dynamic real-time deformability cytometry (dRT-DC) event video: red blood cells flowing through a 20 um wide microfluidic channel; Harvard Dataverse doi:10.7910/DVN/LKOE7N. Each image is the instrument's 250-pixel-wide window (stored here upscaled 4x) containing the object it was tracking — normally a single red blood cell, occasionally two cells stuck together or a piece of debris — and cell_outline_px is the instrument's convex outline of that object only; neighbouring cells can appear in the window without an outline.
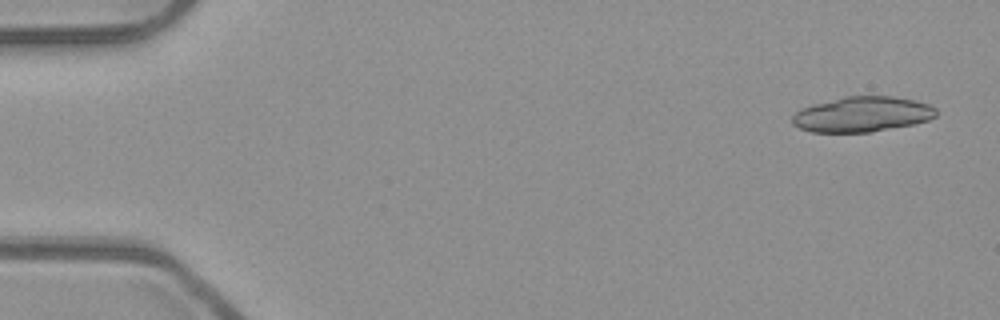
{"species": "common noctule bat (a hibernating species)", "species_latin": "Nyctalus noctula", "temperature_condition": "room temperature", "stored_images_in_passage": 16, "camera_frame_rate_fps": 3000, "um_per_image_px": 0.085, "animal": {"sex": "male", "body_mass_g": 23.1, "forearm_length_mm": 52.7}, "frame": {"image": 1, "passage_image": 3, "time_ms": 0.667, "image_size_px": [1000, 320], "cell_outline_px": [[936, 116], [928, 120], [912, 124], [872, 132], [812, 132], [800, 128], [792, 124], [792, 116], [800, 108], [812, 104], [844, 96], [892, 96], [916, 100], [928, 104], [936, 108]], "centroid_in_image_um": [73.27, 9.71], "position_along_channel_um": 11.7, "area_um2": 29.65}}